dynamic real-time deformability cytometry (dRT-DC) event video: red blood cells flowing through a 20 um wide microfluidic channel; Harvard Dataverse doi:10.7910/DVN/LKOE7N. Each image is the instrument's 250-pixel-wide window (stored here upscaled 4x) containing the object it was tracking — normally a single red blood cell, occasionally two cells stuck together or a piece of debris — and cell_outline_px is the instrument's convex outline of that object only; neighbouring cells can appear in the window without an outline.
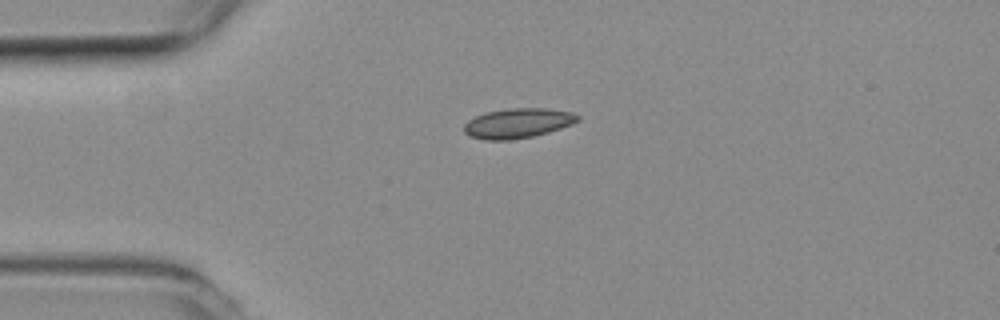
{"species": "common noctule bat (a hibernating species)", "species_latin": "Nyctalus noctula", "temperature_condition": "room temperature", "stored_images_in_passage": 42, "camera_frame_rate_fps": 3000, "um_per_image_px": 0.085, "animal": {"sex": "female", "body_mass_g": 19.3, "forearm_length_mm": 54.1}, "frame": {"image": 1, "passage_image": 1, "time_ms": 0.0, "image_size_px": [1000, 320], "cell_outline_px": [[580, 120], [572, 124], [548, 132], [532, 136], [512, 140], [484, 140], [468, 136], [464, 132], [464, 124], [468, 120], [484, 112], [508, 108], [544, 108], [572, 112], [580, 116]], "centroid_in_image_um": [43.99, 10.47], "position_along_channel_um": 41.0, "area_um2": 19.88}}
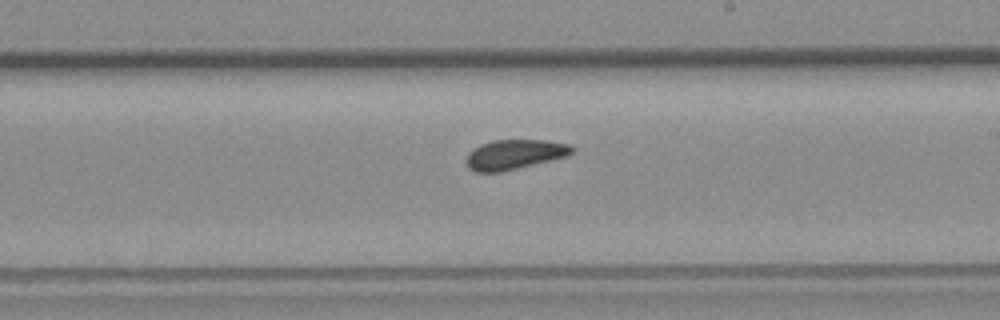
{"frame": {"image": 2, "passage_image": 19, "time_ms": 6.0, "image_size_px": [1000, 320], "cell_outline_px": [[576, 148], [568, 156], [500, 172], [476, 172], [468, 168], [468, 152], [480, 144], [492, 140], [544, 140], [568, 144]], "centroid_in_image_um": [43.74, 13.12], "position_along_channel_um": 245.3, "area_um2": 18.21}}
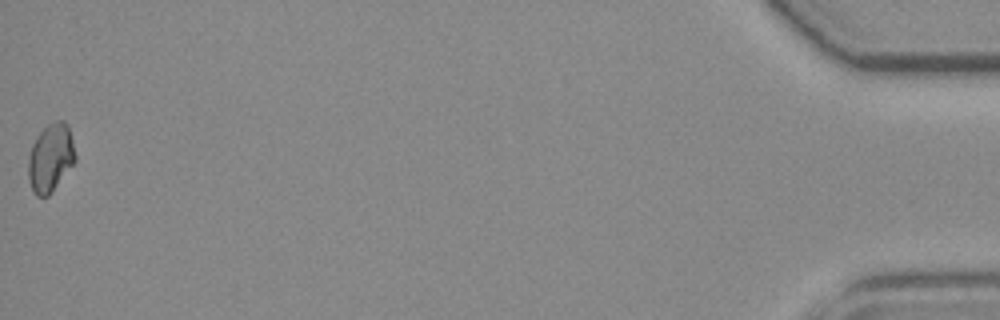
{"frame": {"image": 3, "passage_image": 42, "time_ms": 13.667, "image_size_px": [1000, 320], "cell_outline_px": [[76, 160], [52, 192], [48, 196], [36, 196], [28, 180], [28, 156], [32, 144], [36, 136], [48, 124], [56, 120], [64, 120], [68, 124], [76, 156]], "centroid_in_image_um": [4.29, 13.4], "position_along_channel_um": 430.9, "area_um2": 18.73}}